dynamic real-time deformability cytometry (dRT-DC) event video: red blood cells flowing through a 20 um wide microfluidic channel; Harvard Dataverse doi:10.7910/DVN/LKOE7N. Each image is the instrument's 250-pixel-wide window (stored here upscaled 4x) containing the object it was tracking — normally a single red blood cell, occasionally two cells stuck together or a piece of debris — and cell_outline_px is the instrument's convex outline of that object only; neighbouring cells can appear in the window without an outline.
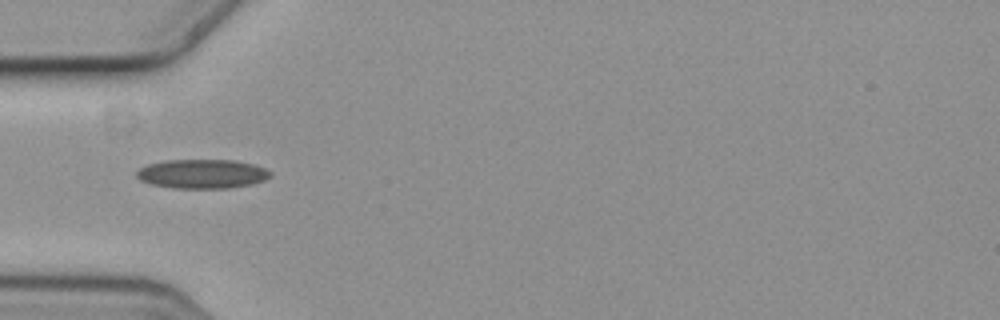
{"species": "common noctule bat (a hibernating species)", "species_latin": "Nyctalus noctula", "temperature_condition": "cold", "stored_images_in_passage": 5, "camera_frame_rate_fps": 3000, "um_per_image_px": 0.085, "animal": {"sex": "female", "body_mass_g": 19.3, "forearm_length_mm": 54.1}, "frame": {"image": 1, "passage_image": 1, "time_ms": 0.0, "image_size_px": [1000, 320], "cell_outline_px": [[272, 176], [264, 180], [252, 184], [228, 188], [172, 188], [152, 184], [140, 180], [136, 176], [136, 172], [140, 168], [148, 164], [164, 160], [236, 160], [252, 164], [264, 168], [272, 172]], "centroid_in_image_um": [17.19, 14.77], "position_along_channel_um": 67.8, "area_um2": 22.77}}
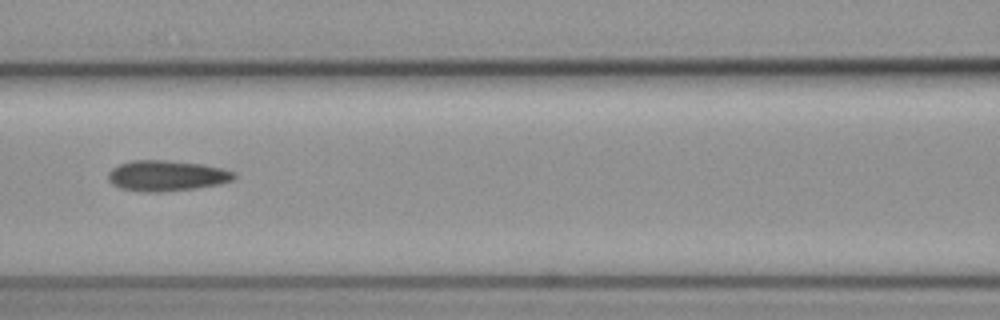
{"frame": {"image": 2, "passage_image": 3, "time_ms": 0.667, "image_size_px": [1000, 320], "cell_outline_px": [[236, 176], [232, 180], [220, 184], [196, 188], [160, 192], [140, 192], [120, 188], [112, 184], [108, 180], [108, 172], [112, 168], [120, 164], [132, 160], [168, 160], [200, 164], [220, 168], [236, 172]], "centroid_in_image_um": [14.14, 14.94], "position_along_channel_um": 152.5, "area_um2": 22.54}}
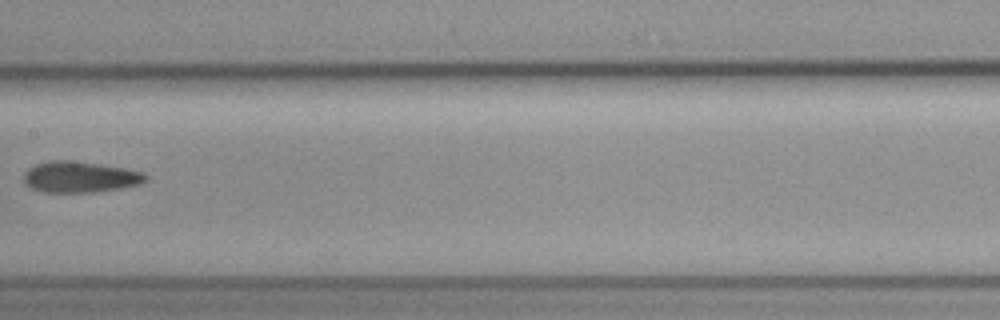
{"frame": {"image": 3, "passage_image": 4, "time_ms": 1.0, "image_size_px": [1000, 320], "cell_outline_px": [[148, 180], [140, 184], [120, 188], [92, 192], [44, 192], [32, 188], [24, 184], [24, 172], [28, 168], [36, 164], [48, 160], [68, 160], [100, 164], [124, 168], [144, 172], [148, 176]], "centroid_in_image_um": [6.79, 15.03], "position_along_channel_um": 200.6, "area_um2": 22.14}}